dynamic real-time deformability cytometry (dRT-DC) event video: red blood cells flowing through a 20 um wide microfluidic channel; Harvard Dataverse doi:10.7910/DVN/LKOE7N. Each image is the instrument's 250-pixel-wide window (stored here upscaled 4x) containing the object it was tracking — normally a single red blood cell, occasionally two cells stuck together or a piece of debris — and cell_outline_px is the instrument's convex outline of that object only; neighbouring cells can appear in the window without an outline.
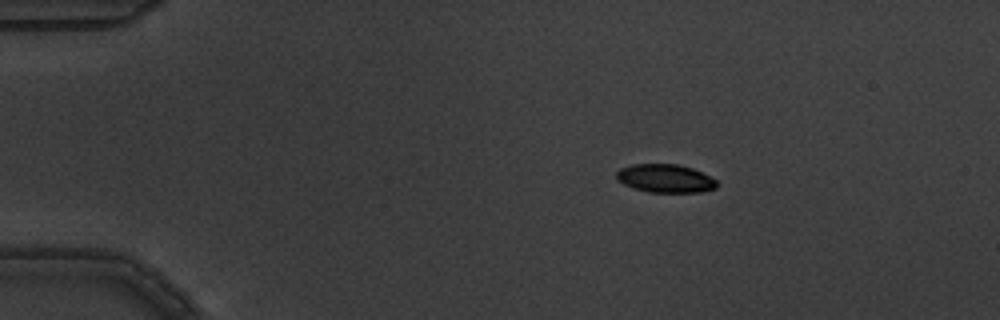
{"species": "common noctule bat (a hibernating species)", "species_latin": "Nyctalus noctula", "temperature_condition": "warm", "stored_images_in_passage": 4, "camera_frame_rate_fps": 3000, "um_per_image_px": 0.085, "animal": {"sex": "male", "body_mass_g": 19.5, "forearm_length_mm": 54.6}, "frame": {"image": 1, "passage_image": 1, "time_ms": 0.0, "image_size_px": [1000, 320], "cell_outline_px": [[716, 188], [700, 192], [648, 192], [624, 184], [616, 180], [616, 172], [620, 168], [632, 164], [676, 164], [692, 168], [716, 180]], "centroid_in_image_um": [56.51, 15.16], "position_along_channel_um": 28.5, "area_um2": 16.42}}